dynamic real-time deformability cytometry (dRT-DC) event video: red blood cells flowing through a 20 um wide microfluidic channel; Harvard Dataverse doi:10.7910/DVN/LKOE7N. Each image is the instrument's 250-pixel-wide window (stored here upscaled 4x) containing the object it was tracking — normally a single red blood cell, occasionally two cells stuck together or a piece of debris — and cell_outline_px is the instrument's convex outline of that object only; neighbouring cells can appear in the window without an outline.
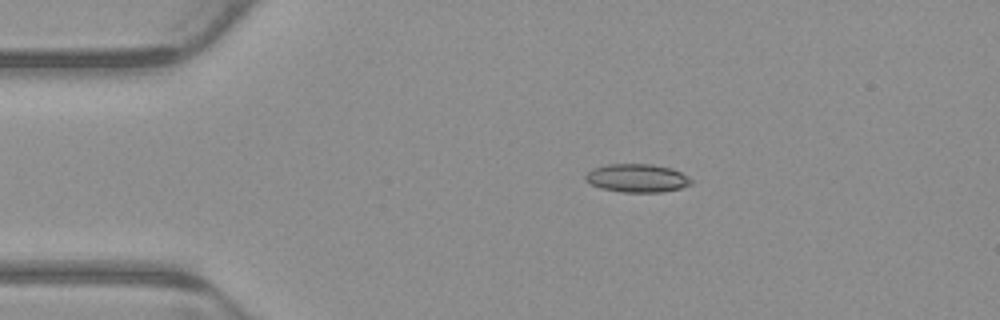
{"species": "common noctule bat (a hibernating species)", "species_latin": "Nyctalus noctula", "temperature_condition": "warm", "stored_images_in_passage": 5, "camera_frame_rate_fps": 3000, "um_per_image_px": 0.085, "animal": {"sex": "male", "body_mass_g": 23.1, "forearm_length_mm": 52.7}, "frame": {"image": 1, "passage_image": 3, "time_ms": 0.667, "image_size_px": [1000, 320], "cell_outline_px": [[692, 184], [680, 188], [660, 192], [620, 192], [600, 188], [584, 180], [584, 176], [592, 168], [604, 164], [652, 164], [672, 168], [688, 176], [692, 180]], "centroid_in_image_um": [54.13, 15.13], "position_along_channel_um": 30.9, "area_um2": 17.57}}
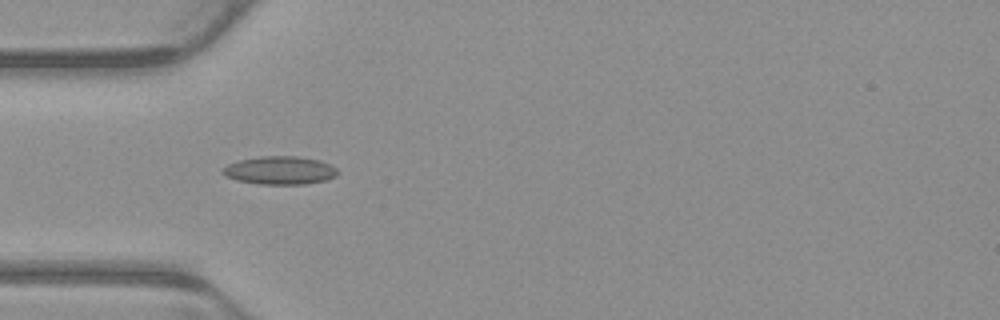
{"frame": {"image": 2, "passage_image": 4, "time_ms": 1.0, "image_size_px": [1000, 320], "cell_outline_px": [[340, 172], [336, 176], [328, 180], [304, 184], [260, 184], [236, 180], [224, 176], [220, 172], [228, 164], [240, 160], [260, 156], [296, 156], [320, 160], [336, 168]], "centroid_in_image_um": [23.8, 14.48], "position_along_channel_um": 61.2, "area_um2": 18.96}}
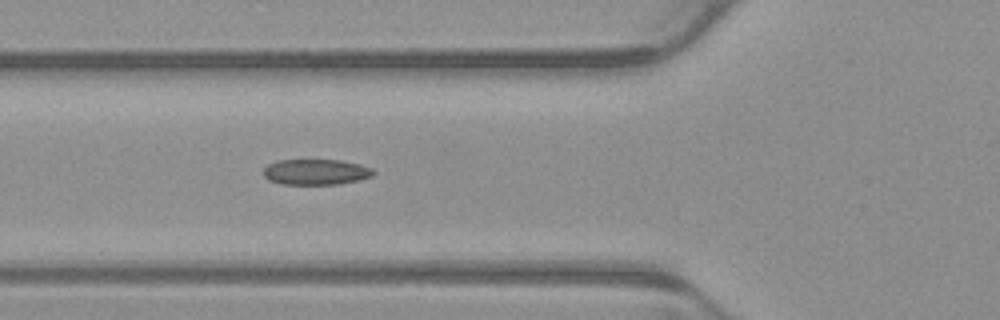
{"frame": {"image": 3, "passage_image": 5, "time_ms": 1.333, "image_size_px": [1000, 320], "cell_outline_px": [[376, 172], [372, 176], [360, 180], [340, 184], [284, 184], [268, 180], [264, 176], [264, 168], [268, 164], [276, 160], [340, 160], [360, 164], [372, 168]], "centroid_in_image_um": [26.87, 14.61], "position_along_channel_um": 98.9, "area_um2": 16.53}}